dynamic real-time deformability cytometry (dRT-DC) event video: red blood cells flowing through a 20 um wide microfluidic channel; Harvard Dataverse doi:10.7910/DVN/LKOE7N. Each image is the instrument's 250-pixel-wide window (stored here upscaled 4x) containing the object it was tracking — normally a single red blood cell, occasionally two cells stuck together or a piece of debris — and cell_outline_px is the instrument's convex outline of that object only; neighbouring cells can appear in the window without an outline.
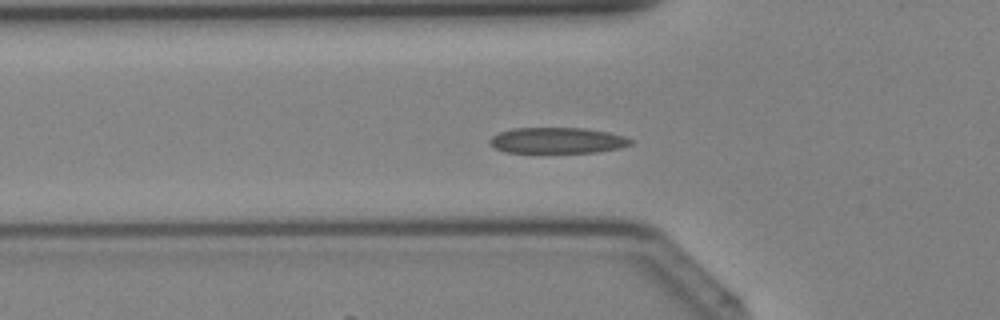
{"species": "Egyptian fruit bat (a non-hibernating species)", "species_latin": "Rousettus aegyptiacus", "temperature_condition": "cold", "stored_images_in_passage": 36, "camera_frame_rate_fps": 3000, "um_per_image_px": 0.085, "animal": {"sex": "female"}, "frame": {"image": 1, "passage_image": 10, "time_ms": 3.0, "image_size_px": [1000, 320], "cell_outline_px": [[632, 144], [620, 148], [596, 152], [504, 152], [488, 144], [488, 140], [492, 136], [500, 132], [512, 128], [584, 128], [608, 132], [624, 136], [632, 140]], "centroid_in_image_um": [47.35, 11.93], "position_along_channel_um": 78.4, "area_um2": 21.21}}
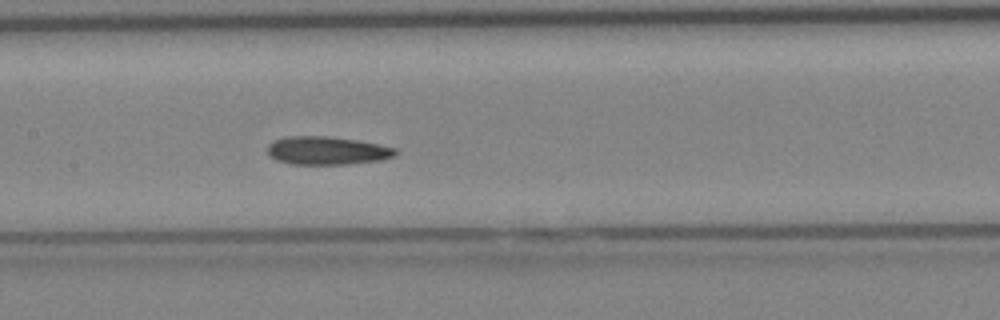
{"frame": {"image": 2, "passage_image": 16, "time_ms": 5.0, "image_size_px": [1000, 320], "cell_outline_px": [[400, 152], [396, 156], [380, 160], [348, 164], [292, 164], [276, 160], [268, 152], [268, 144], [272, 140], [284, 136], [328, 136], [356, 140], [380, 144], [396, 148]], "centroid_in_image_um": [27.82, 12.79], "position_along_channel_um": 179.6, "area_um2": 21.21}}
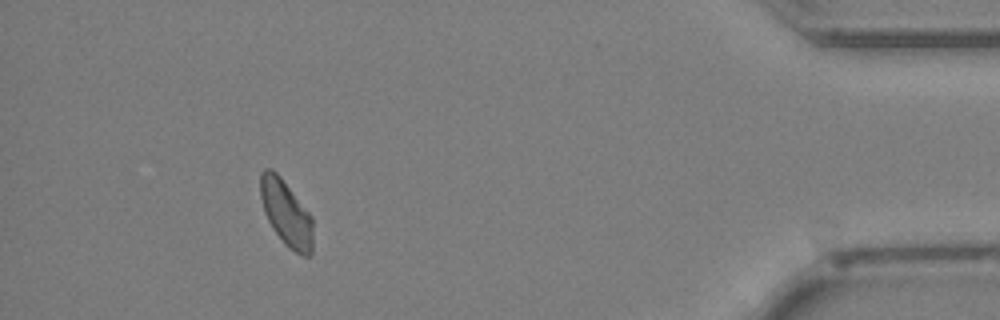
{"frame": {"image": 3, "passage_image": 33, "time_ms": 10.667, "image_size_px": [1000, 320], "cell_outline_px": [[312, 256], [300, 256], [288, 248], [284, 244], [272, 228], [264, 212], [260, 196], [260, 172], [264, 168], [272, 168], [280, 176], [312, 216]], "centroid_in_image_um": [24.32, 18.13], "position_along_channel_um": 410.9, "area_um2": 20.35}}